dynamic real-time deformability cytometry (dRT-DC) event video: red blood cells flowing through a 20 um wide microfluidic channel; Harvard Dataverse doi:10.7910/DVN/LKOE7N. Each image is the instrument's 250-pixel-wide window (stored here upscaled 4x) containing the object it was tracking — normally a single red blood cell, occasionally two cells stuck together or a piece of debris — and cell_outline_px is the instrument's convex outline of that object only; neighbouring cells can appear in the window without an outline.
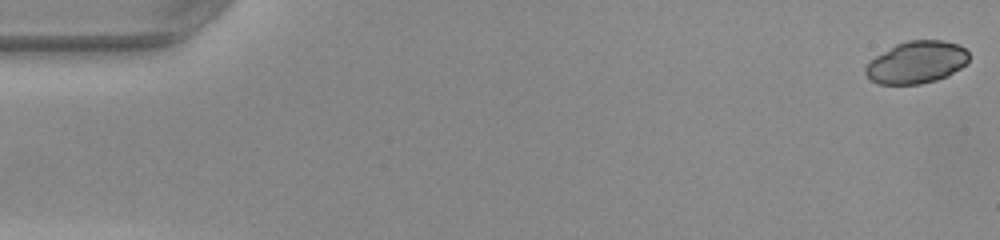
{"species": "common noctule bat (a hibernating species)", "species_latin": "Nyctalus noctula", "temperature_condition": "warm", "stored_images_in_passage": 14, "camera_frame_rate_fps": 3000, "um_per_image_px": 0.085, "animal": {"sex": "female", "body_mass_g": 22.0, "forearm_length_mm": 56.7}, "frame": {"image": 1, "passage_image": 1, "time_ms": 0.0, "image_size_px": [1000, 240], "cell_outline_px": [[968, 60], [960, 68], [948, 76], [936, 80], [920, 84], [880, 84], [872, 80], [864, 72], [864, 68], [868, 60], [896, 44], [908, 40], [940, 40], [956, 44], [964, 48], [968, 52]], "centroid_in_image_um": [77.87, 5.3], "position_along_channel_um": 7.1, "area_um2": 25.37}}
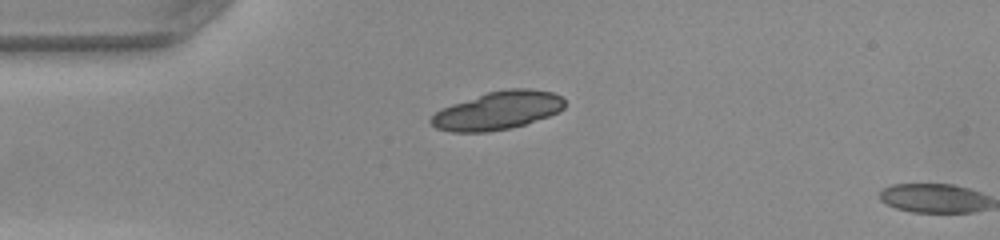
{"frame": {"image": 2, "passage_image": 13, "time_ms": 4.0, "image_size_px": [1000, 240], "cell_outline_px": [[564, 108], [548, 116], [512, 128], [488, 132], [452, 132], [436, 128], [428, 120], [436, 112], [452, 104], [488, 92], [512, 88], [528, 88], [552, 92], [560, 96], [564, 100]], "centroid_in_image_um": [42.3, 9.4], "position_along_channel_um": 42.7, "area_um2": 29.42}}